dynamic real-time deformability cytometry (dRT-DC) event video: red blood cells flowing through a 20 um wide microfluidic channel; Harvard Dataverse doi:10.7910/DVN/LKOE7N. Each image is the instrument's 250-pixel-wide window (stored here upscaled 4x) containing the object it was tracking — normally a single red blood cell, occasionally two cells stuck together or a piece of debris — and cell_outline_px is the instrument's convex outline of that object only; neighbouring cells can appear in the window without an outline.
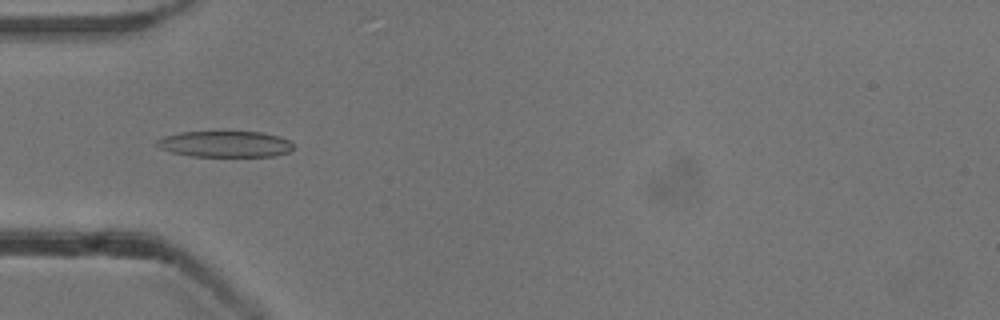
{"species": "common noctule bat (a hibernating species)", "species_latin": "Nyctalus noctula", "temperature_condition": "cold", "stored_images_in_passage": 53, "camera_frame_rate_fps": 3000, "um_per_image_px": 0.085, "animal": {"sex": "male", "body_mass_g": 13.3}, "frame": {"image": 1, "passage_image": 17, "time_ms": 5.333, "image_size_px": [1000, 320], "cell_outline_px": [[292, 148], [288, 152], [272, 156], [192, 156], [172, 152], [160, 148], [156, 144], [156, 140], [164, 136], [180, 132], [264, 132], [280, 136], [288, 140], [292, 144]], "centroid_in_image_um": [19.13, 12.24], "position_along_channel_um": 65.9, "area_um2": 20.63}}
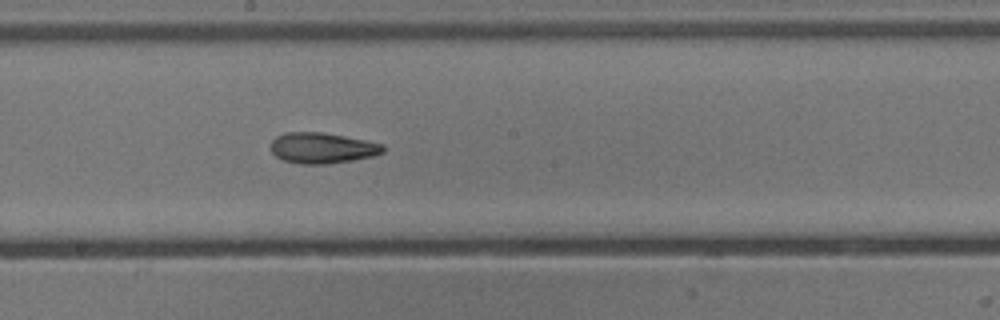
{"frame": {"image": 2, "passage_image": 29, "time_ms": 9.333, "image_size_px": [1000, 320], "cell_outline_px": [[384, 152], [372, 156], [352, 160], [328, 164], [300, 164], [284, 160], [276, 156], [272, 152], [272, 140], [276, 136], [284, 132], [324, 132], [384, 144]], "centroid_in_image_um": [27.38, 12.57], "position_along_channel_um": 220.8, "area_um2": 20.06}}
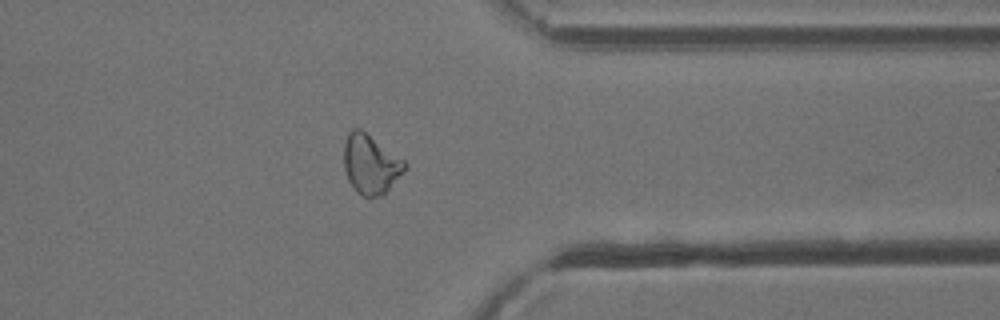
{"frame": {"image": 3, "passage_image": 42, "time_ms": 13.667, "image_size_px": [1000, 320], "cell_outline_px": [[408, 168], [380, 196], [364, 196], [356, 192], [348, 180], [344, 168], [344, 144], [348, 132], [352, 128], [360, 128], [404, 160], [408, 164]], "centroid_in_image_um": [31.49, 13.94], "position_along_channel_um": 379.9, "area_um2": 20.87}, "authors_computed_cell_mechanics": {"area_um2": 20.6346, "velocity_mm_per_s": 3.8547, "shape_relaxation_time_tau1_ms": 9.9254, "shape_relaxation_time_tau2_ms": 3.6617, "deformation_change_tau1": 0.256, "deformation_change_tau2": 0.1291}}